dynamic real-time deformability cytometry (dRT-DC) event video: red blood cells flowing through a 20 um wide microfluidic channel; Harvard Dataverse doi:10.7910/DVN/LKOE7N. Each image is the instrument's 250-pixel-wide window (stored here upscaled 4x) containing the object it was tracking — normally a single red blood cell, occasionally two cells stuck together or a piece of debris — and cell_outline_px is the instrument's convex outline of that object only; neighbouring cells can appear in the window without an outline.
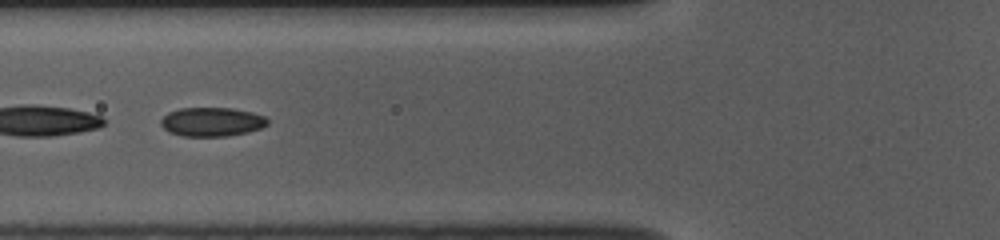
{"species": "common noctule bat (a hibernating species)", "species_latin": "Nyctalus noctula", "temperature_condition": "room temperature", "stored_images_in_passage": 52, "segment_of_instrument_passage": [2, 2], "camera_frame_rate_fps": 3000, "um_per_image_px": 0.085, "animal": {"sex": "female", "body_mass_g": 10.0, "forearm_length_mm": 53.1}, "frame": {"image": 1, "passage_image": 20, "time_ms": 6.333, "image_size_px": [1000, 240], "cell_outline_px": [[268, 124], [260, 128], [248, 132], [228, 136], [184, 136], [168, 132], [160, 124], [160, 120], [168, 112], [180, 108], [232, 108], [252, 112], [264, 116], [268, 120]], "centroid_in_image_um": [17.99, 10.35], "position_along_channel_um": 107.8, "area_um2": 18.03}}
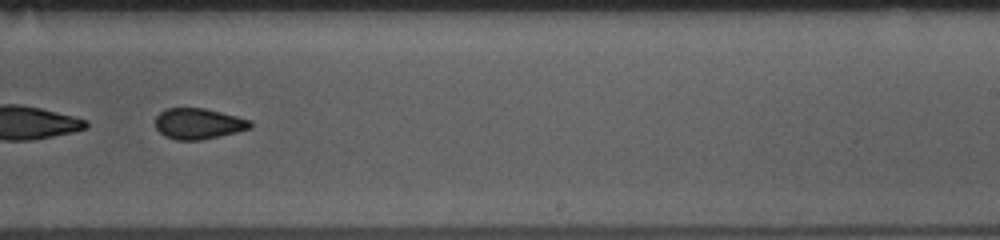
{"frame": {"image": 2, "passage_image": 33, "time_ms": 10.667, "image_size_px": [1000, 240], "cell_outline_px": [[252, 128], [236, 132], [200, 140], [176, 140], [164, 136], [156, 128], [156, 116], [160, 112], [168, 108], [204, 108], [252, 120]], "centroid_in_image_um": [16.87, 10.51], "position_along_channel_um": 272.1, "area_um2": 16.99}}